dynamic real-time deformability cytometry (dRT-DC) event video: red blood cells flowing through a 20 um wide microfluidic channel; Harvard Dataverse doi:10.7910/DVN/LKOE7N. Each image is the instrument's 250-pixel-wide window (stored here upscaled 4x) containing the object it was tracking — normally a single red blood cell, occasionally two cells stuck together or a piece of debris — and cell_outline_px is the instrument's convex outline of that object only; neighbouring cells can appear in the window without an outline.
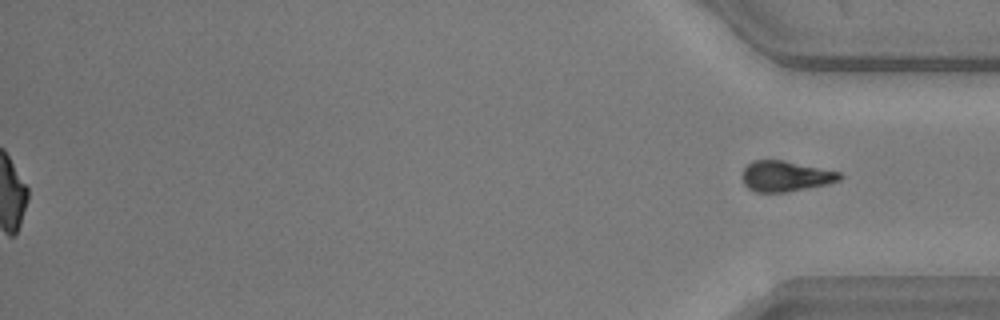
{"species": "common noctule bat (a hibernating species)", "species_latin": "Nyctalus noctula", "temperature_condition": "warm", "stored_images_in_passage": 41, "segment_of_instrument_passage": [2, 2], "camera_frame_rate_fps": 3000, "um_per_image_px": 0.085, "animal": {"sex": "male", "body_mass_g": 20.5, "forearm_length_mm": 52.5}, "frame": {"image": 1, "passage_image": 41, "time_ms": 13.333, "image_size_px": [1000, 320], "cell_outline_px": [[844, 176], [840, 180], [828, 184], [788, 192], [756, 192], [748, 188], [744, 184], [744, 168], [752, 160], [784, 160], [840, 172]], "centroid_in_image_um": [66.8, 14.98], "position_along_channel_um": 368.4, "area_um2": 17.34}}